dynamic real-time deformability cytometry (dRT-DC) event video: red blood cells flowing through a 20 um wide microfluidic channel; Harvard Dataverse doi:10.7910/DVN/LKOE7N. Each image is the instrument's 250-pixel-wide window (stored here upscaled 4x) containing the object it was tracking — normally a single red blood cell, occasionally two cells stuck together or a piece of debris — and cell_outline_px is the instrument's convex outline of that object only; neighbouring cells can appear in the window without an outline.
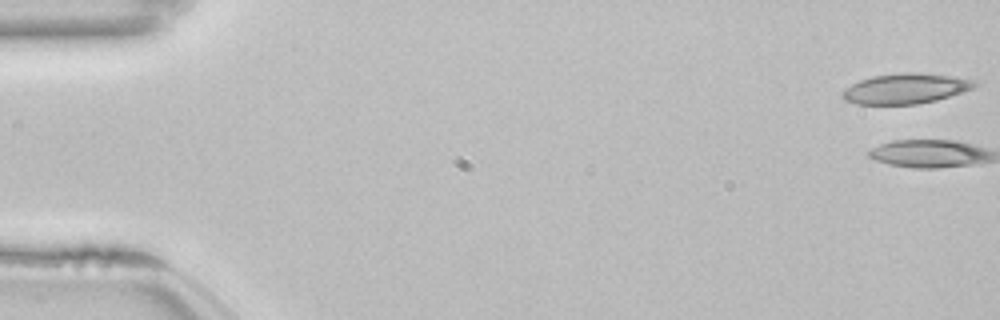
{"species": "common noctule bat (a hibernating species)", "species_latin": "Nyctalus noctula", "temperature_condition": "room temperature", "stored_images_in_passage": 2, "camera_frame_rate_fps": 3000, "um_per_image_px": 0.085, "animal": {"sex": "female", "body_mass_g": 22.7, "forearm_length_mm": 54.2}, "frame": {"image": 1, "passage_image": 1, "time_ms": 0.0, "image_size_px": [1000, 320], "cell_outline_px": [[980, 84], [972, 88], [936, 100], [916, 104], [856, 104], [844, 100], [840, 96], [840, 92], [844, 88], [860, 80], [872, 76], [904, 72], [920, 72], [980, 80]], "centroid_in_image_um": [76.95, 7.52], "position_along_channel_um": 8.0, "area_um2": 23.47}}